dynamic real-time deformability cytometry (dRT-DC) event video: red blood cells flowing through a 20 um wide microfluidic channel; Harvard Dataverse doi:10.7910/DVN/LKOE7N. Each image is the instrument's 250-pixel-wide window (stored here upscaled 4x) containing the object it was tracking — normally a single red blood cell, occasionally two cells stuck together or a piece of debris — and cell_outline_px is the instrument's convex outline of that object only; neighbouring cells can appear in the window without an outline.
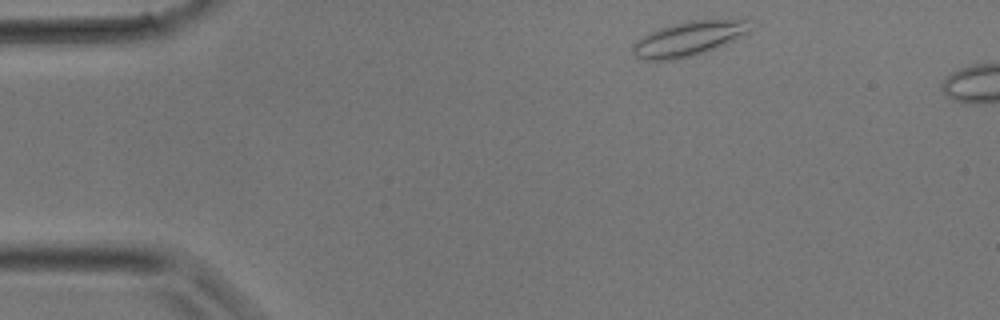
{"species": "common noctule bat (a hibernating species)", "species_latin": "Nyctalus noctula", "temperature_condition": "room temperature", "stored_images_in_passage": 4, "camera_frame_rate_fps": 3000, "um_per_image_px": 0.085, "animal": {"sex": "male", "body_mass_g": 17.9}, "frame": {"image": 1, "passage_image": 1, "time_ms": 0.0, "image_size_px": [1000, 320], "cell_outline_px": [[748, 32], [716, 48], [692, 56], [676, 60], [644, 60], [636, 56], [632, 52], [632, 44], [636, 40], [660, 28], [672, 24], [692, 20], [748, 20]], "centroid_in_image_um": [58.46, 3.31], "position_along_channel_um": 26.5, "area_um2": 23.12}}